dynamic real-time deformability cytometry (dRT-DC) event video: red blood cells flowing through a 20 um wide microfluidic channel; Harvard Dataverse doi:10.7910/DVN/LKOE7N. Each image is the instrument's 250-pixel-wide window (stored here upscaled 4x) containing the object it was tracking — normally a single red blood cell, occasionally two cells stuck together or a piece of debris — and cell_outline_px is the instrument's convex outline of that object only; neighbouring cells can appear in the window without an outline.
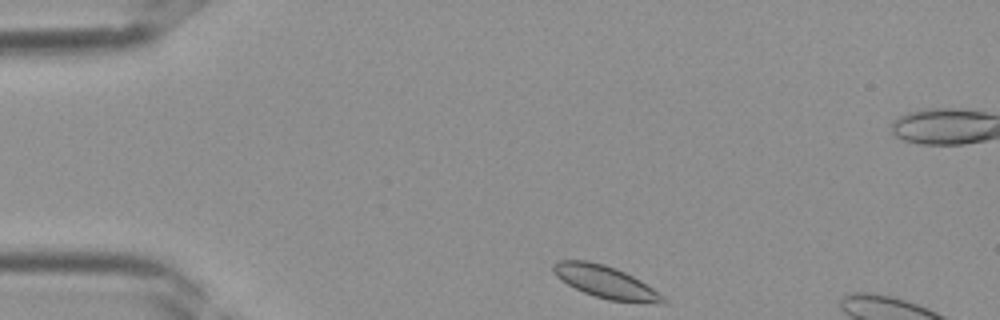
{"species": "Egyptian fruit bat (a non-hibernating species)", "species_latin": "Rousettus aegyptiacus", "temperature_condition": "room temperature", "stored_images_in_passage": 5, "camera_frame_rate_fps": 3000, "um_per_image_px": 0.085, "frame": {"image": 1, "passage_image": 1, "time_ms": 0.0, "image_size_px": [1000, 320], "cell_outline_px": [[668, 300], [664, 304], [656, 304], [608, 300], [584, 292], [560, 280], [552, 272], [552, 264], [556, 260], [588, 260], [604, 264], [616, 268], [640, 280], [664, 296]], "centroid_in_image_um": [51.47, 23.97], "position_along_channel_um": 33.5, "area_um2": 20.81}}